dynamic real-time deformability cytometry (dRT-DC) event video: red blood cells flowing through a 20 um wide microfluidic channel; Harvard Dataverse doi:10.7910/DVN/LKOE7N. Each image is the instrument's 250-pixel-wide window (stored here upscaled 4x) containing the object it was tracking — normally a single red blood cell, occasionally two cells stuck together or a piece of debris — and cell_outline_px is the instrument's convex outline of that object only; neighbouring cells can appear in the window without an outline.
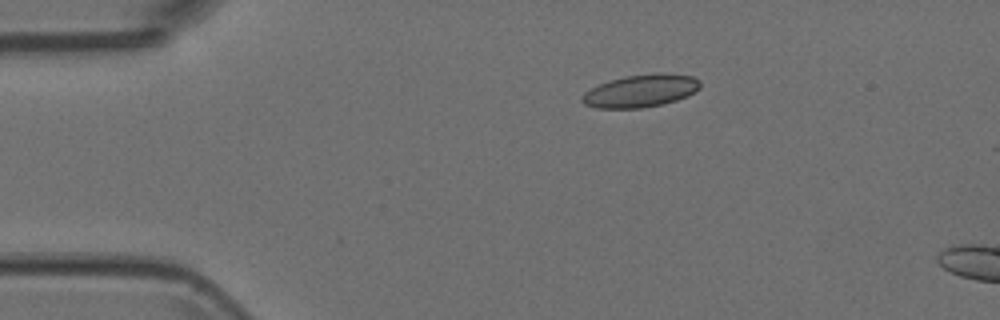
{"species": "Egyptian fruit bat (a non-hibernating species)", "species_latin": "Rousettus aegyptiacus", "temperature_condition": "room temperature", "stored_images_in_passage": 2, "camera_frame_rate_fps": 3000, "um_per_image_px": 0.085, "animal": {"sex": "female"}, "frame": {"image": 1, "passage_image": 1, "time_ms": 0.0, "image_size_px": [1000, 320], "cell_outline_px": [[700, 88], [696, 92], [688, 96], [664, 104], [644, 108], [596, 108], [584, 104], [580, 100], [580, 96], [584, 92], [600, 84], [624, 76], [692, 76], [700, 80]], "centroid_in_image_um": [54.41, 7.79], "position_along_channel_um": 30.6, "area_um2": 21.68}}